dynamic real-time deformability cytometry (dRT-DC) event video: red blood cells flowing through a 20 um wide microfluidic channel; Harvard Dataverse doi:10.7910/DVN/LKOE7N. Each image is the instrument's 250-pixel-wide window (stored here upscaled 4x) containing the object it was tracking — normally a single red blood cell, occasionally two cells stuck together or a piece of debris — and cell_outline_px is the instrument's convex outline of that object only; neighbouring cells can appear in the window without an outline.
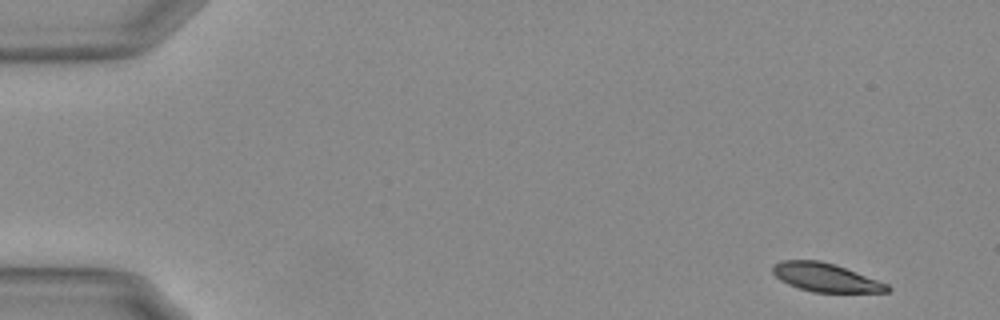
{"species": "Egyptian fruit bat (a non-hibernating species)", "species_latin": "Rousettus aegyptiacus", "temperature_condition": "warm", "stored_images_in_passage": 15, "camera_frame_rate_fps": 3000, "um_per_image_px": 0.085, "animal": {"sex": "female"}, "frame": {"image": 1, "passage_image": 1, "time_ms": 0.0, "image_size_px": [1000, 320], "cell_outline_px": [[892, 288], [888, 292], [812, 292], [788, 284], [780, 280], [772, 272], [772, 264], [784, 260], [820, 260], [836, 264], [888, 284]], "centroid_in_image_um": [70.17, 23.57], "position_along_channel_um": 14.8, "area_um2": 19.07}}
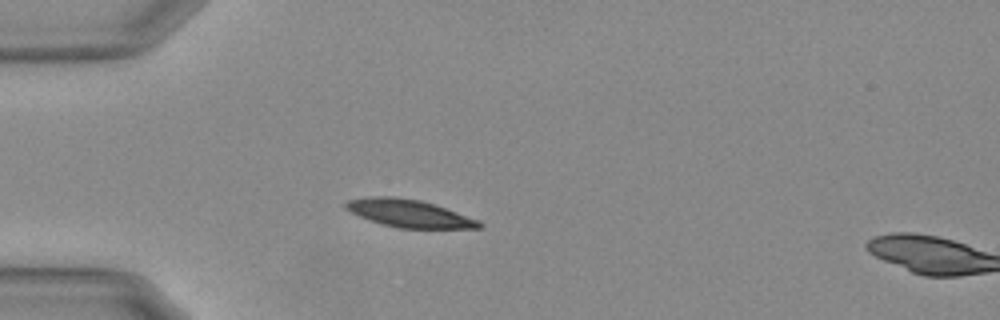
{"frame": {"image": 2, "passage_image": 13, "time_ms": 4.0, "image_size_px": [1000, 320], "cell_outline_px": [[484, 228], [400, 228], [368, 220], [344, 208], [344, 204], [348, 200], [368, 196], [392, 196], [420, 200], [480, 220], [484, 224]], "centroid_in_image_um": [34.77, 18.14], "position_along_channel_um": 50.2, "area_um2": 21.33}}